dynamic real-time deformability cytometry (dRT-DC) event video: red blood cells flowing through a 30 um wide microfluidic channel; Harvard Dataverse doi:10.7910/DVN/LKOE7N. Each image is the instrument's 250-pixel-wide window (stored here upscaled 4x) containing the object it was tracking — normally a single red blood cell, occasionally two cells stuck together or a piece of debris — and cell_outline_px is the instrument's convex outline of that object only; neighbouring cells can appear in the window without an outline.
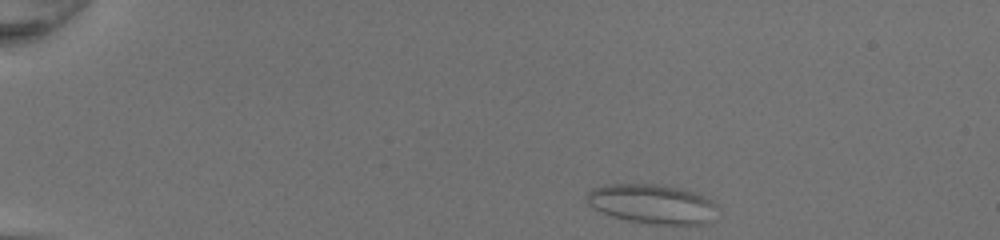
{"species": "common noctule bat (a hibernating species)", "species_latin": "Nyctalus noctula", "temperature_condition": "room temperature", "stored_images_in_passage": 42, "camera_frame_rate_fps": 3000, "um_per_image_px": 0.085, "animal": {"sex": "female", "body_mass_g": 20.0, "forearm_length_mm": 54.0}, "frame": {"image": 1, "passage_image": 1, "time_ms": 0.0, "image_size_px": [1000, 240], "cell_outline_px": [[720, 208], [704, 224], [652, 224], [628, 220], [612, 216], [600, 212], [592, 208], [584, 200], [584, 196], [592, 188], [608, 184], [656, 184], [680, 188], [696, 192], [712, 200]], "centroid_in_image_um": [55.4, 17.32], "position_along_channel_um": 29.6, "area_um2": 30.23}}
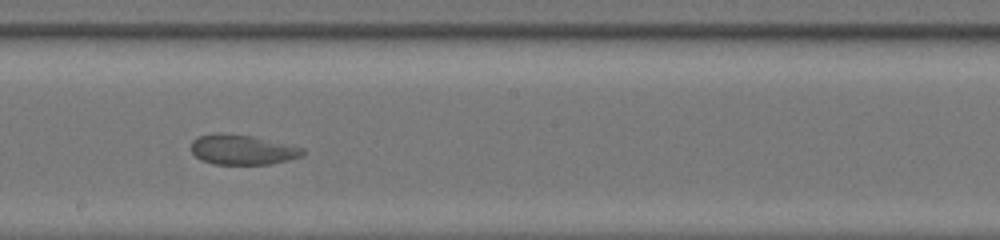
{"frame": {"image": 2, "passage_image": 22, "time_ms": 7.0, "image_size_px": [1000, 240], "cell_outline_px": [[308, 152], [304, 156], [288, 160], [268, 164], [212, 164], [200, 160], [192, 152], [192, 140], [196, 136], [216, 132], [220, 132], [252, 136], [304, 148]], "centroid_in_image_um": [20.6, 12.72], "position_along_channel_um": 227.6, "area_um2": 19.71}}
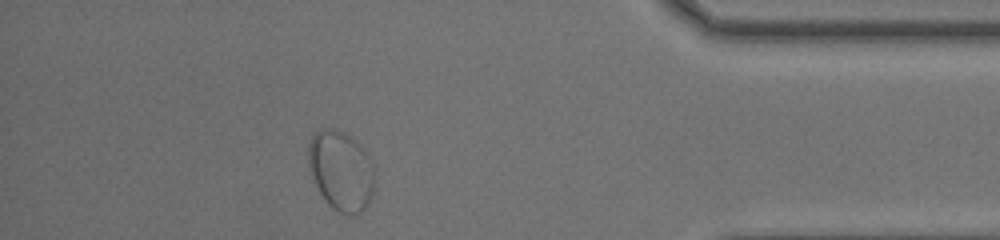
{"frame": {"image": 3, "passage_image": 37, "time_ms": 12.0, "image_size_px": [1000, 240], "cell_outline_px": [[376, 168], [372, 196], [368, 204], [356, 216], [348, 216], [332, 208], [324, 200], [308, 168], [308, 144], [312, 132], [320, 128], [336, 128], [352, 136], [364, 148], [372, 160]], "centroid_in_image_um": [29.0, 14.48], "position_along_channel_um": 406.2, "area_um2": 31.79}}